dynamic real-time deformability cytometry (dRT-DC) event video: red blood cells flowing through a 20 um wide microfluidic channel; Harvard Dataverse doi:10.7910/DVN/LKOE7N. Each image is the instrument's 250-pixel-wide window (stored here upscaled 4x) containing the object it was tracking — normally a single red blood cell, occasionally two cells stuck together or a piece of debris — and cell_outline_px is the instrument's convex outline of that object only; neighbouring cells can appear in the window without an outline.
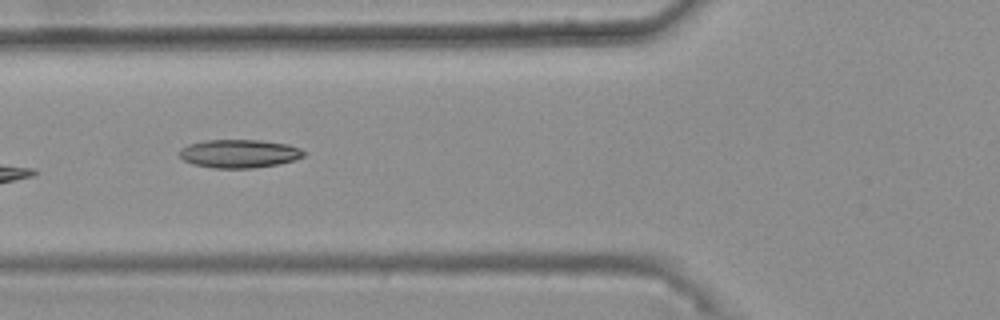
{"species": "common noctule bat (a hibernating species)", "species_latin": "Nyctalus noctula", "temperature_condition": "warm", "stored_images_in_passage": 26, "camera_frame_rate_fps": 3000, "um_per_image_px": 0.085, "animal": {"sex": "female", "body_mass_g": 25.1}, "frame": {"image": 1, "passage_image": 5, "time_ms": 1.333, "image_size_px": [1000, 320], "cell_outline_px": [[304, 156], [292, 160], [276, 164], [252, 168], [212, 168], [192, 164], [184, 160], [180, 156], [180, 148], [188, 144], [204, 140], [260, 140], [288, 144], [300, 148], [304, 152]], "centroid_in_image_um": [20.29, 13.05], "position_along_channel_um": 105.5, "area_um2": 20.46}}
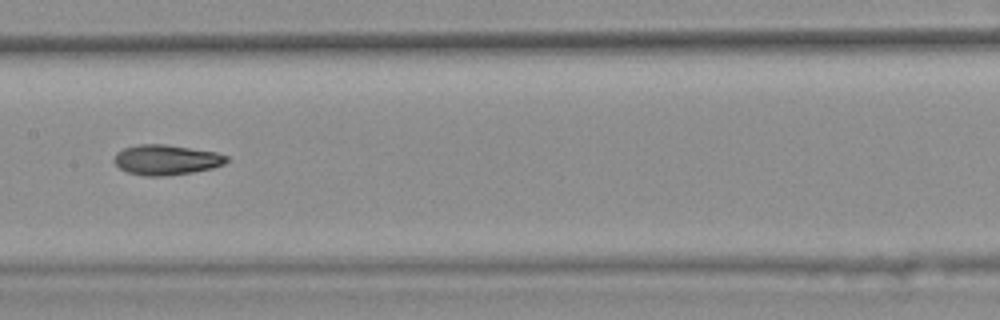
{"frame": {"image": 2, "passage_image": 12, "time_ms": 3.667, "image_size_px": [1000, 320], "cell_outline_px": [[228, 160], [224, 164], [212, 168], [192, 172], [164, 176], [144, 176], [128, 172], [120, 168], [112, 160], [116, 152], [124, 148], [136, 144], [164, 144], [216, 152], [228, 156]], "centroid_in_image_um": [14.1, 13.58], "position_along_channel_um": 193.3, "area_um2": 19.77}}
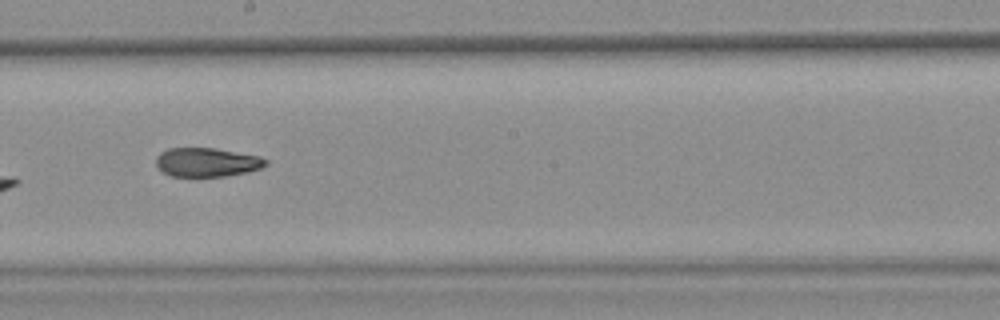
{"frame": {"image": 3, "passage_image": 15, "time_ms": 4.667, "image_size_px": [1000, 320], "cell_outline_px": [[268, 164], [260, 168], [244, 172], [224, 176], [172, 176], [164, 172], [156, 164], [156, 156], [160, 152], [168, 148], [216, 148], [260, 156], [268, 160]], "centroid_in_image_um": [17.59, 13.77], "position_along_channel_um": 230.6, "area_um2": 18.38}, "authors_computed_cell_mechanics": {"area_um2": 19.4497, "velocity_mm_per_s": 3.7525, "shape_relaxation_time_tau1_ms": null, "shape_relaxation_time_tau2_ms": 7.5331, "deformation_change_tau1": null, "deformation_change_tau2": 0.1534}}